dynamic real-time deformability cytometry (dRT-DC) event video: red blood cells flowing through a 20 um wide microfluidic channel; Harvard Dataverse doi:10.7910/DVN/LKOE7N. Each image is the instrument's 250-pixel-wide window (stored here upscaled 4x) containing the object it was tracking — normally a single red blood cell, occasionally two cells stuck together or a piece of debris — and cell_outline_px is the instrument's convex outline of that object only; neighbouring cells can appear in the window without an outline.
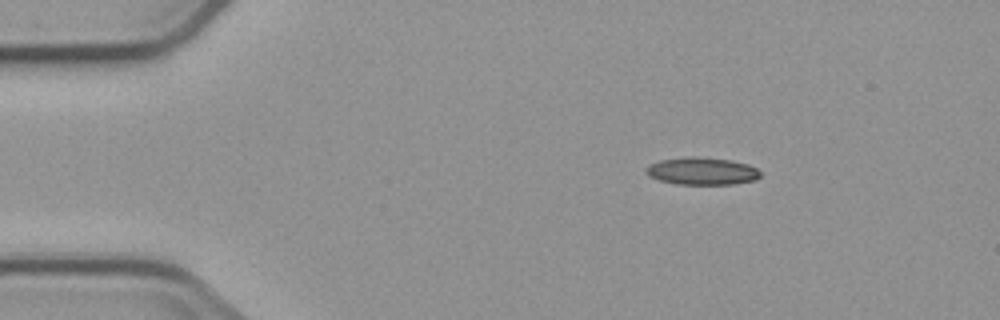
{"species": "common noctule bat (a hibernating species)", "species_latin": "Nyctalus noctula", "temperature_condition": "cold", "stored_images_in_passage": 4, "segment_of_instrument_passage": [1, 2], "camera_frame_rate_fps": 3000, "um_per_image_px": 0.085, "animal": {"sex": "male", "body_mass_g": 23.1, "forearm_length_mm": 52.7}, "frame": {"image": 1, "passage_image": 1, "time_ms": 0.0, "image_size_px": [1000, 320], "cell_outline_px": [[760, 176], [756, 180], [732, 184], [676, 184], [660, 180], [648, 176], [644, 172], [644, 168], [648, 164], [660, 160], [692, 156], [696, 156], [732, 160], [748, 164], [756, 168], [760, 172]], "centroid_in_image_um": [59.63, 14.54], "position_along_channel_um": 25.4, "area_um2": 18.44}}